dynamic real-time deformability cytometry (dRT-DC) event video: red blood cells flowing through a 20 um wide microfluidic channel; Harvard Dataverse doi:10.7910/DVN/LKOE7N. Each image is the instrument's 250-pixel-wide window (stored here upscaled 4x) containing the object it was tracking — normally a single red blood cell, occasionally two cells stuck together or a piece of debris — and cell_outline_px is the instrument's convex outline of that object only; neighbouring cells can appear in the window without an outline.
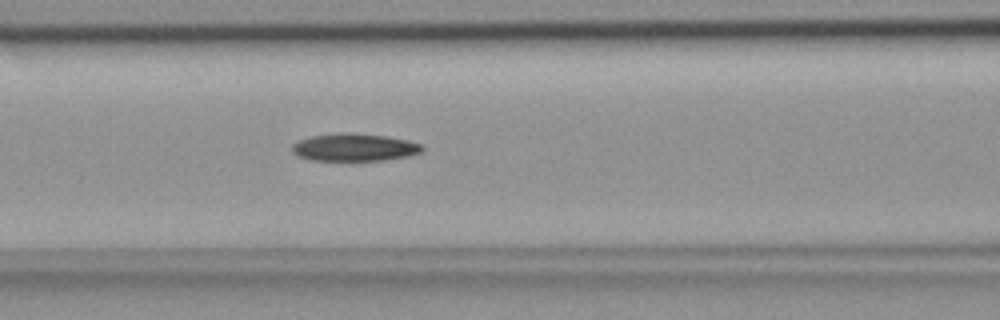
{"species": "common noctule bat (a hibernating species)", "species_latin": "Nyctalus noctula", "temperature_condition": "room temperature", "stored_images_in_passage": 23, "camera_frame_rate_fps": 3000, "um_per_image_px": 0.085, "animal": {"sex": "female", "body_mass_g": 18.4}, "frame": {"image": 1, "passage_image": 7, "time_ms": 2.0, "image_size_px": [1000, 320], "cell_outline_px": [[424, 152], [408, 156], [384, 160], [308, 160], [296, 156], [292, 152], [292, 144], [300, 140], [312, 136], [384, 136], [408, 140], [420, 144], [424, 148]], "centroid_in_image_um": [30.15, 12.59], "position_along_channel_um": 136.5, "area_um2": 19.83}}
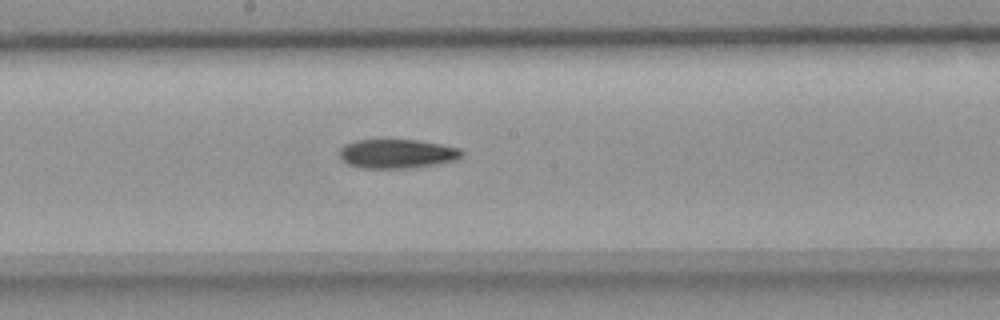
{"frame": {"image": 2, "passage_image": 13, "time_ms": 4.0, "image_size_px": [1000, 320], "cell_outline_px": [[464, 156], [456, 160], [432, 164], [404, 168], [360, 168], [348, 164], [340, 160], [340, 148], [344, 144], [356, 140], [416, 140], [440, 144], [460, 148], [464, 152]], "centroid_in_image_um": [33.72, 13.06], "position_along_channel_um": 214.5, "area_um2": 20.69}}
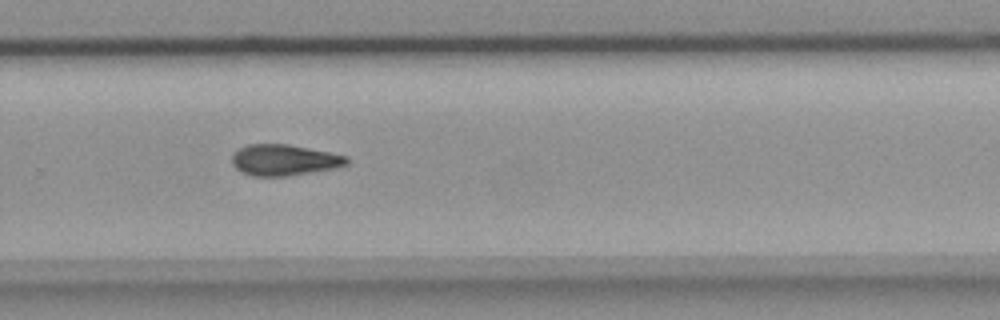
{"frame": {"image": 3, "passage_image": 20, "time_ms": 6.333, "image_size_px": [1000, 320], "cell_outline_px": [[348, 164], [332, 168], [288, 176], [252, 176], [236, 168], [232, 164], [232, 156], [240, 148], [248, 144], [288, 144], [348, 156]], "centroid_in_image_um": [24.14, 13.6], "position_along_channel_um": 305.7, "area_um2": 20.46}}